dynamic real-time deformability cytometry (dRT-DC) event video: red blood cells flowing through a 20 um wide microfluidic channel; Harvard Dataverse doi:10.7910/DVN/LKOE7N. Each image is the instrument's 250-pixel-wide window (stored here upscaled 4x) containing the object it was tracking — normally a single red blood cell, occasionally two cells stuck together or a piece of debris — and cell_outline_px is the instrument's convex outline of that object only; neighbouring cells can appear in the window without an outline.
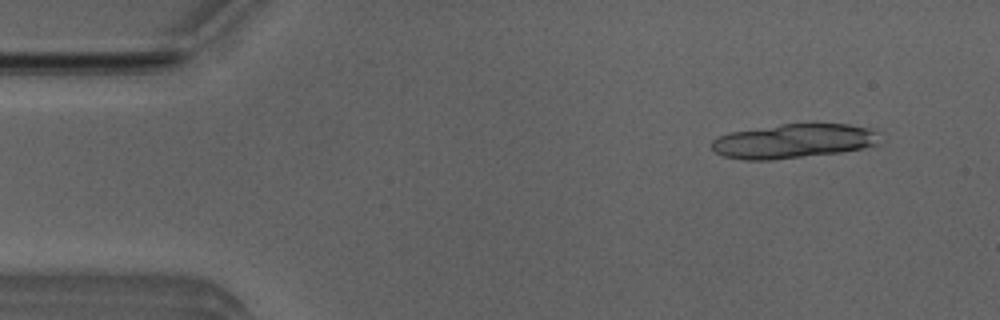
{"species": "Egyptian fruit bat (a non-hibernating species)", "species_latin": "Rousettus aegyptiacus", "temperature_condition": "room temperature", "stored_images_in_passage": 4, "camera_frame_rate_fps": 3000, "um_per_image_px": 0.085, "animal": {"sex": "male"}, "frame": {"image": 1, "passage_image": 4, "time_ms": 1.0, "image_size_px": [1000, 320], "cell_outline_px": [[880, 144], [840, 152], [772, 160], [744, 160], [724, 156], [716, 152], [712, 148], [712, 140], [720, 136], [732, 132], [780, 124], [812, 120], [848, 124], [872, 128], [880, 132]], "centroid_in_image_um": [67.55, 11.94], "position_along_channel_um": 17.4, "area_um2": 34.56}}